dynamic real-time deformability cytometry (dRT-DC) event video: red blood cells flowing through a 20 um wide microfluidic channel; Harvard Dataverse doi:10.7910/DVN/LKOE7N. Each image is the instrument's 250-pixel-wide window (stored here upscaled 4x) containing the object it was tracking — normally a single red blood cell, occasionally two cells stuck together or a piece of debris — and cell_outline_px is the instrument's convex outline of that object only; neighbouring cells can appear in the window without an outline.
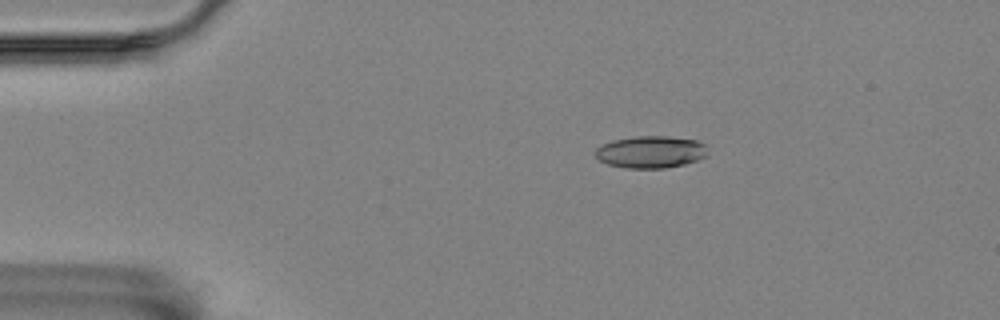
{"species": "Egyptian fruit bat (a non-hibernating species)", "species_latin": "Rousettus aegyptiacus", "temperature_condition": "room temperature", "stored_images_in_passage": 3, "camera_frame_rate_fps": 3000, "um_per_image_px": 0.085, "animal": {"sex": "female"}, "frame": {"image": 1, "passage_image": 1, "time_ms": 0.0, "image_size_px": [1000, 320], "cell_outline_px": [[708, 156], [684, 164], [664, 168], [624, 168], [608, 164], [600, 160], [592, 152], [600, 144], [612, 140], [636, 136], [668, 136], [696, 140], [704, 144]], "centroid_in_image_um": [55.27, 12.91], "position_along_channel_um": 29.7, "area_um2": 21.15}}